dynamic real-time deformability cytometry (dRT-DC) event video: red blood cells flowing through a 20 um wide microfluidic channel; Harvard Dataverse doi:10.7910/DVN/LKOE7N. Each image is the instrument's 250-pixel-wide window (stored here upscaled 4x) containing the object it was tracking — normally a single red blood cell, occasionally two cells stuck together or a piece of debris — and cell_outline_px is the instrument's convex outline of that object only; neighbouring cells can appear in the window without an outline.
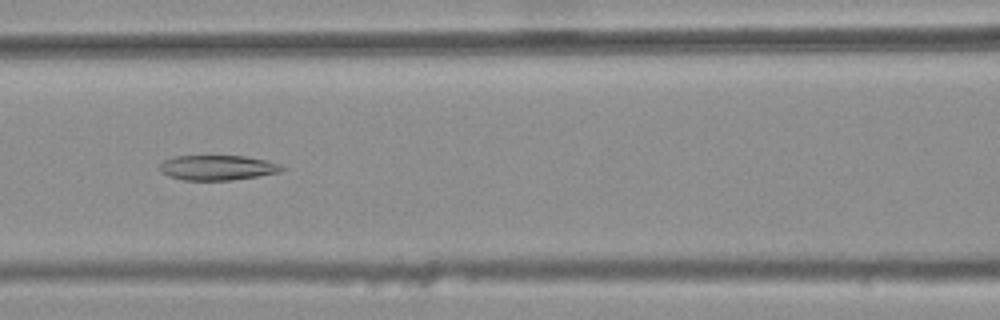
{"species": "common noctule bat (a hibernating species)", "species_latin": "Nyctalus noctula", "temperature_condition": "warm", "stored_images_in_passage": 47, "camera_frame_rate_fps": 3000, "um_per_image_px": 0.085, "animal": {"sex": "female", "body_mass_g": 25.1}, "frame": {"image": 1, "passage_image": 23, "time_ms": 7.333, "image_size_px": [1000, 320], "cell_outline_px": [[284, 168], [280, 172], [232, 180], [184, 180], [168, 176], [160, 172], [160, 164], [164, 160], [172, 156], [244, 156], [268, 160], [280, 164]], "centroid_in_image_um": [18.46, 14.24], "position_along_channel_um": 148.1, "area_um2": 17.8}}
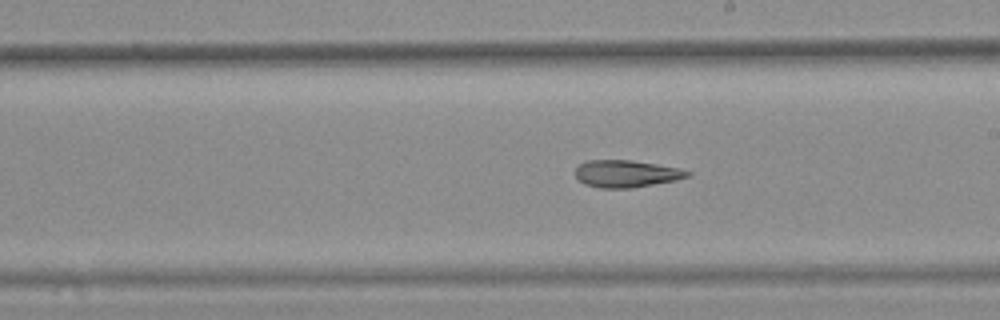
{"frame": {"image": 2, "passage_image": 30, "time_ms": 9.667, "image_size_px": [1000, 320], "cell_outline_px": [[692, 172], [688, 176], [676, 180], [632, 188], [600, 188], [584, 184], [576, 176], [576, 168], [580, 164], [588, 160], [632, 160], [680, 168]], "centroid_in_image_um": [53.24, 14.76], "position_along_channel_um": 235.8, "area_um2": 17.69}}
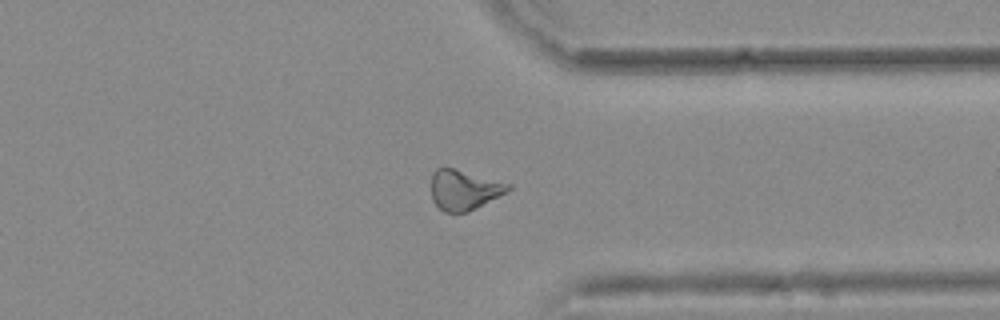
{"frame": {"image": 3, "passage_image": 41, "time_ms": 13.333, "image_size_px": [1000, 320], "cell_outline_px": [[512, 188], [508, 192], [468, 212], [444, 212], [432, 200], [432, 172], [436, 168], [452, 168], [512, 184]], "centroid_in_image_um": [39.46, 16.14], "position_along_channel_um": 371.9, "area_um2": 17.86}, "authors_computed_cell_mechanics": {"area_um2": 18.5538, "velocity_mm_per_s": 3.7653, "shape_relaxation_time_tau1_ms": null, "shape_relaxation_time_tau2_ms": 4.3577, "deformation_change_tau1": null, "deformation_change_tau2": 0.1447}}